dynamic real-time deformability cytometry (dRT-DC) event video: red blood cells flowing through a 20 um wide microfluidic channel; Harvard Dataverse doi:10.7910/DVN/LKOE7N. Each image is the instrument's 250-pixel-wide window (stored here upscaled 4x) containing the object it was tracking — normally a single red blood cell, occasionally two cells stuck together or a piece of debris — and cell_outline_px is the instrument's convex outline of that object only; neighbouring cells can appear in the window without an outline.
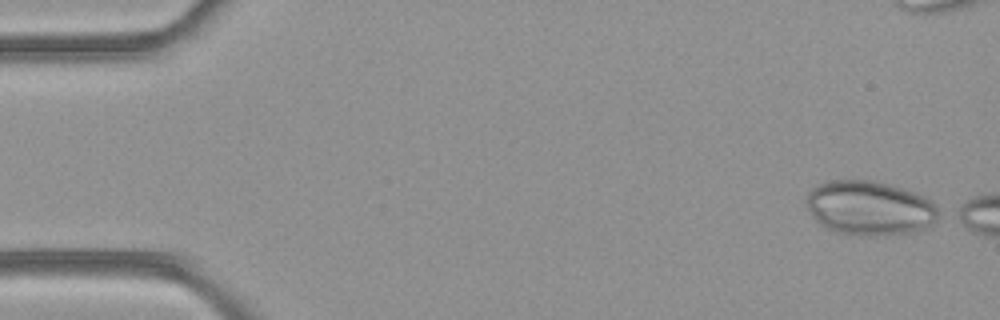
{"species": "common noctule bat (a hibernating species)", "species_latin": "Nyctalus noctula", "temperature_condition": "room temperature", "stored_images_in_passage": 14, "camera_frame_rate_fps": 3000, "um_per_image_px": 0.085, "animal": {"sex": "female", "body_mass_g": 21.9}, "frame": {"image": 1, "passage_image": 1, "time_ms": 0.0, "image_size_px": [1000, 320], "cell_outline_px": [[936, 220], [932, 224], [924, 228], [912, 232], [876, 236], [860, 236], [836, 232], [820, 224], [816, 220], [808, 208], [804, 200], [808, 192], [812, 188], [828, 180], [872, 180], [904, 188], [924, 196], [932, 200], [936, 204]], "centroid_in_image_um": [73.9, 17.68], "position_along_channel_um": 11.1, "area_um2": 41.96}}